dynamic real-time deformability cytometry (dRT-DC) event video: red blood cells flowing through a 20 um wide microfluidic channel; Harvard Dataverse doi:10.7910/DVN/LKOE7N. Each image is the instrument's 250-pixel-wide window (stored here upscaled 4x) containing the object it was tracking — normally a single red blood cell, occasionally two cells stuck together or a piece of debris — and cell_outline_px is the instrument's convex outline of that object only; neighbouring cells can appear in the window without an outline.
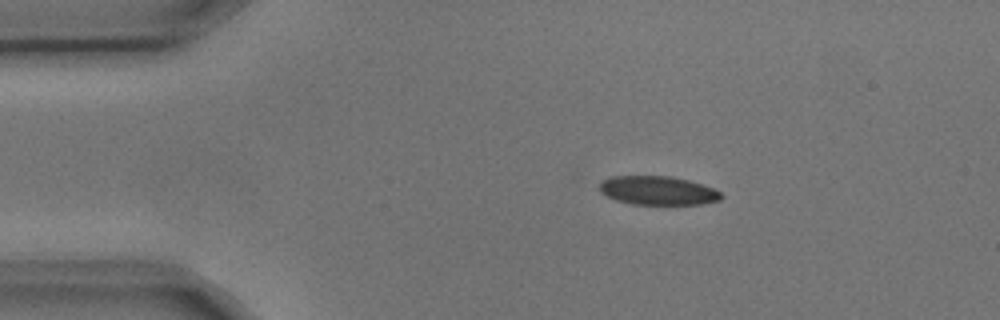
{"species": "common noctule bat (a hibernating species)", "species_latin": "Nyctalus noctula", "temperature_condition": "cold", "stored_images_in_passage": 5, "camera_frame_rate_fps": 3000, "um_per_image_px": 0.085, "animal": {"sex": "male", "body_mass_g": 17.9, "forearm_length_mm": 54.2}, "frame": {"image": 1, "passage_image": 1, "time_ms": 0.0, "image_size_px": [1000, 320], "cell_outline_px": [[724, 196], [720, 200], [700, 204], [632, 204], [616, 200], [600, 192], [600, 180], [612, 176], [672, 176], [688, 180], [712, 188], [720, 192]], "centroid_in_image_um": [55.89, 16.19], "position_along_channel_um": 29.1, "area_um2": 20.35}}